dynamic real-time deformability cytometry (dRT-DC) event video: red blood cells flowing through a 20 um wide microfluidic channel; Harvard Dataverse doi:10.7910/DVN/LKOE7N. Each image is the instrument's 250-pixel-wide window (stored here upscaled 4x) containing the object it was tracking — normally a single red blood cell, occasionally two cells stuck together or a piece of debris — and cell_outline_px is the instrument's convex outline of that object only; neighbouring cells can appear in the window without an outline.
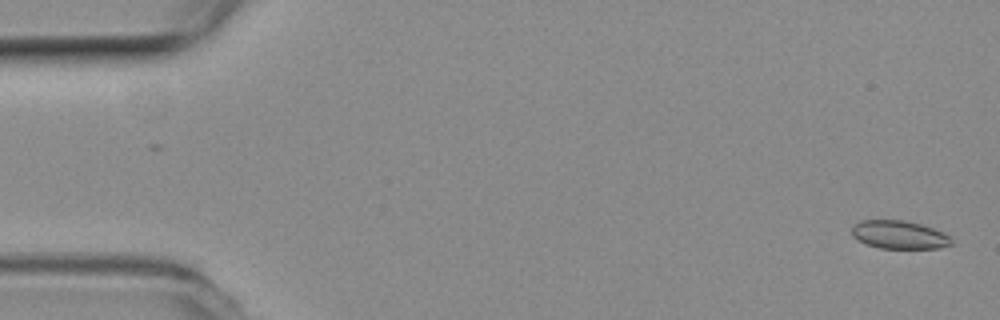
{"species": "common noctule bat (a hibernating species)", "species_latin": "Nyctalus noctula", "temperature_condition": "room temperature", "stored_images_in_passage": 2, "camera_frame_rate_fps": 3000, "um_per_image_px": 0.085, "animal": {"sex": "female", "body_mass_g": 19.3, "forearm_length_mm": 54.1}, "frame": {"image": 1, "passage_image": 2, "time_ms": 0.333, "image_size_px": [1000, 320], "cell_outline_px": [[952, 244], [940, 248], [880, 248], [868, 244], [852, 236], [852, 224], [860, 220], [904, 220], [920, 224], [932, 228], [948, 236], [952, 240]], "centroid_in_image_um": [76.4, 19.94], "position_along_channel_um": 8.6, "area_um2": 16.18}}